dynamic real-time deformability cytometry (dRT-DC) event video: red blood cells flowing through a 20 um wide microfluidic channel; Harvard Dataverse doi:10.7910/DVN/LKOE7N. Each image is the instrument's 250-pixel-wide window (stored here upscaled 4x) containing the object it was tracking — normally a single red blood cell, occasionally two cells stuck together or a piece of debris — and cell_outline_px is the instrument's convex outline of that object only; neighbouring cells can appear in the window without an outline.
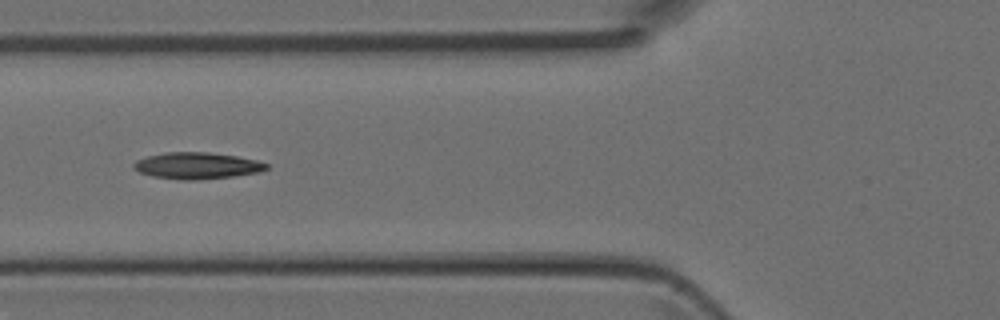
{"species": "Egyptian fruit bat (a non-hibernating species)", "species_latin": "Rousettus aegyptiacus", "temperature_condition": "room temperature", "stored_images_in_passage": 5, "camera_frame_rate_fps": 3000, "um_per_image_px": 0.085, "animal": {"sex": "female"}, "frame": {"image": 1, "passage_image": 5, "time_ms": 1.333, "image_size_px": [1000, 320], "cell_outline_px": [[268, 168], [260, 172], [232, 176], [196, 180], [180, 180], [152, 176], [140, 172], [132, 168], [132, 164], [136, 160], [148, 156], [164, 152], [208, 152], [236, 156], [256, 160], [268, 164]], "centroid_in_image_um": [16.71, 14.08], "position_along_channel_um": 109.1, "area_um2": 20.52}}